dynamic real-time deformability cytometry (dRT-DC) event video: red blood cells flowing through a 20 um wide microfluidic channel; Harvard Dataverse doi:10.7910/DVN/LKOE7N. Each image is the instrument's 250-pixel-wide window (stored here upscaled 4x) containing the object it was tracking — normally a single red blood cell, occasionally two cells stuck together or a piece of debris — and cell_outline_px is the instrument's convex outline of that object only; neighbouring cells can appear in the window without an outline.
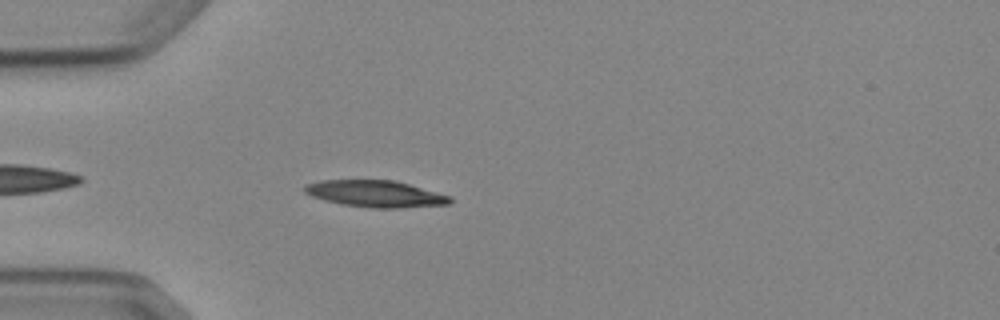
{"species": "Egyptian fruit bat (a non-hibernating species)", "species_latin": "Rousettus aegyptiacus", "temperature_condition": "cold", "stored_images_in_passage": 5, "camera_frame_rate_fps": 3000, "um_per_image_px": 0.085, "animal": {"sex": "female"}, "frame": {"image": 1, "passage_image": 5, "time_ms": 4.667, "image_size_px": [1000, 320], "cell_outline_px": [[452, 200], [448, 204], [400, 208], [376, 208], [340, 204], [324, 200], [312, 196], [304, 192], [304, 184], [320, 180], [396, 180], [452, 196]], "centroid_in_image_um": [31.91, 16.46], "position_along_channel_um": 53.1, "area_um2": 22.72}}